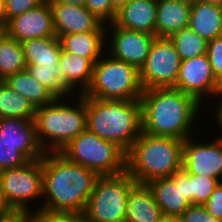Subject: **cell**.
Wrapping results in <instances>:
<instances>
[{
    "instance_id": "obj_1",
    "label": "cell",
    "mask_w": 222,
    "mask_h": 222,
    "mask_svg": "<svg viewBox=\"0 0 222 222\" xmlns=\"http://www.w3.org/2000/svg\"><path fill=\"white\" fill-rule=\"evenodd\" d=\"M140 101L142 131L147 134L184 141L194 136L195 129H202L198 128V123L210 126L201 116L204 107L192 96L173 87L145 89Z\"/></svg>"
},
{
    "instance_id": "obj_2",
    "label": "cell",
    "mask_w": 222,
    "mask_h": 222,
    "mask_svg": "<svg viewBox=\"0 0 222 222\" xmlns=\"http://www.w3.org/2000/svg\"><path fill=\"white\" fill-rule=\"evenodd\" d=\"M42 209L82 215L99 177L95 172L69 161L60 152L42 157Z\"/></svg>"
},
{
    "instance_id": "obj_3",
    "label": "cell",
    "mask_w": 222,
    "mask_h": 222,
    "mask_svg": "<svg viewBox=\"0 0 222 222\" xmlns=\"http://www.w3.org/2000/svg\"><path fill=\"white\" fill-rule=\"evenodd\" d=\"M34 122L43 151L60 152L87 129L86 96L74 94L69 98H55L51 103L36 108Z\"/></svg>"
},
{
    "instance_id": "obj_4",
    "label": "cell",
    "mask_w": 222,
    "mask_h": 222,
    "mask_svg": "<svg viewBox=\"0 0 222 222\" xmlns=\"http://www.w3.org/2000/svg\"><path fill=\"white\" fill-rule=\"evenodd\" d=\"M87 129L127 152L142 132L140 100L86 97Z\"/></svg>"
},
{
    "instance_id": "obj_5",
    "label": "cell",
    "mask_w": 222,
    "mask_h": 222,
    "mask_svg": "<svg viewBox=\"0 0 222 222\" xmlns=\"http://www.w3.org/2000/svg\"><path fill=\"white\" fill-rule=\"evenodd\" d=\"M183 142L142 131L126 152V171L136 183L146 184L153 179L170 177L182 169Z\"/></svg>"
},
{
    "instance_id": "obj_6",
    "label": "cell",
    "mask_w": 222,
    "mask_h": 222,
    "mask_svg": "<svg viewBox=\"0 0 222 222\" xmlns=\"http://www.w3.org/2000/svg\"><path fill=\"white\" fill-rule=\"evenodd\" d=\"M140 71L106 53L93 65L92 79L82 94L100 100H140Z\"/></svg>"
},
{
    "instance_id": "obj_7",
    "label": "cell",
    "mask_w": 222,
    "mask_h": 222,
    "mask_svg": "<svg viewBox=\"0 0 222 222\" xmlns=\"http://www.w3.org/2000/svg\"><path fill=\"white\" fill-rule=\"evenodd\" d=\"M60 153L98 176L118 175L126 171V152L116 143L104 140L88 129L72 139Z\"/></svg>"
},
{
    "instance_id": "obj_8",
    "label": "cell",
    "mask_w": 222,
    "mask_h": 222,
    "mask_svg": "<svg viewBox=\"0 0 222 222\" xmlns=\"http://www.w3.org/2000/svg\"><path fill=\"white\" fill-rule=\"evenodd\" d=\"M136 181L125 171L99 176L82 214L85 222H124L128 192Z\"/></svg>"
},
{
    "instance_id": "obj_9",
    "label": "cell",
    "mask_w": 222,
    "mask_h": 222,
    "mask_svg": "<svg viewBox=\"0 0 222 222\" xmlns=\"http://www.w3.org/2000/svg\"><path fill=\"white\" fill-rule=\"evenodd\" d=\"M0 181L5 200L13 212H28L42 207V158L30 160L19 168L0 171ZM34 201L41 203L33 208Z\"/></svg>"
},
{
    "instance_id": "obj_10",
    "label": "cell",
    "mask_w": 222,
    "mask_h": 222,
    "mask_svg": "<svg viewBox=\"0 0 222 222\" xmlns=\"http://www.w3.org/2000/svg\"><path fill=\"white\" fill-rule=\"evenodd\" d=\"M181 59L169 38L155 37L140 69L142 89L174 87Z\"/></svg>"
},
{
    "instance_id": "obj_11",
    "label": "cell",
    "mask_w": 222,
    "mask_h": 222,
    "mask_svg": "<svg viewBox=\"0 0 222 222\" xmlns=\"http://www.w3.org/2000/svg\"><path fill=\"white\" fill-rule=\"evenodd\" d=\"M192 96L203 107L215 97L222 85L216 80L206 54L181 61L173 87Z\"/></svg>"
},
{
    "instance_id": "obj_12",
    "label": "cell",
    "mask_w": 222,
    "mask_h": 222,
    "mask_svg": "<svg viewBox=\"0 0 222 222\" xmlns=\"http://www.w3.org/2000/svg\"><path fill=\"white\" fill-rule=\"evenodd\" d=\"M197 133L183 142L182 169L188 174L206 175L222 182V138L214 135V140L203 142L198 139L204 136L197 138Z\"/></svg>"
},
{
    "instance_id": "obj_13",
    "label": "cell",
    "mask_w": 222,
    "mask_h": 222,
    "mask_svg": "<svg viewBox=\"0 0 222 222\" xmlns=\"http://www.w3.org/2000/svg\"><path fill=\"white\" fill-rule=\"evenodd\" d=\"M110 35V36H109ZM155 35L127 30L106 24V54L135 66L139 71L144 66Z\"/></svg>"
},
{
    "instance_id": "obj_14",
    "label": "cell",
    "mask_w": 222,
    "mask_h": 222,
    "mask_svg": "<svg viewBox=\"0 0 222 222\" xmlns=\"http://www.w3.org/2000/svg\"><path fill=\"white\" fill-rule=\"evenodd\" d=\"M53 18L56 36L85 33L106 32V24L85 6L70 5L56 0H48Z\"/></svg>"
},
{
    "instance_id": "obj_15",
    "label": "cell",
    "mask_w": 222,
    "mask_h": 222,
    "mask_svg": "<svg viewBox=\"0 0 222 222\" xmlns=\"http://www.w3.org/2000/svg\"><path fill=\"white\" fill-rule=\"evenodd\" d=\"M4 31L21 43L28 39L55 37L49 1L11 18Z\"/></svg>"
},
{
    "instance_id": "obj_16",
    "label": "cell",
    "mask_w": 222,
    "mask_h": 222,
    "mask_svg": "<svg viewBox=\"0 0 222 222\" xmlns=\"http://www.w3.org/2000/svg\"><path fill=\"white\" fill-rule=\"evenodd\" d=\"M0 141L13 143L29 159H41V148L35 130V122L22 118H0Z\"/></svg>"
},
{
    "instance_id": "obj_17",
    "label": "cell",
    "mask_w": 222,
    "mask_h": 222,
    "mask_svg": "<svg viewBox=\"0 0 222 222\" xmlns=\"http://www.w3.org/2000/svg\"><path fill=\"white\" fill-rule=\"evenodd\" d=\"M146 185L164 217H179L191 205L181 191L180 170L170 177L153 179Z\"/></svg>"
},
{
    "instance_id": "obj_18",
    "label": "cell",
    "mask_w": 222,
    "mask_h": 222,
    "mask_svg": "<svg viewBox=\"0 0 222 222\" xmlns=\"http://www.w3.org/2000/svg\"><path fill=\"white\" fill-rule=\"evenodd\" d=\"M156 11L155 0H130L116 12L112 23L116 27L155 35Z\"/></svg>"
},
{
    "instance_id": "obj_19",
    "label": "cell",
    "mask_w": 222,
    "mask_h": 222,
    "mask_svg": "<svg viewBox=\"0 0 222 222\" xmlns=\"http://www.w3.org/2000/svg\"><path fill=\"white\" fill-rule=\"evenodd\" d=\"M192 0H165L157 2L155 36L169 38L190 20Z\"/></svg>"
},
{
    "instance_id": "obj_20",
    "label": "cell",
    "mask_w": 222,
    "mask_h": 222,
    "mask_svg": "<svg viewBox=\"0 0 222 222\" xmlns=\"http://www.w3.org/2000/svg\"><path fill=\"white\" fill-rule=\"evenodd\" d=\"M162 217L149 187L135 183L128 192L124 222H159Z\"/></svg>"
},
{
    "instance_id": "obj_21",
    "label": "cell",
    "mask_w": 222,
    "mask_h": 222,
    "mask_svg": "<svg viewBox=\"0 0 222 222\" xmlns=\"http://www.w3.org/2000/svg\"><path fill=\"white\" fill-rule=\"evenodd\" d=\"M188 27L207 42L222 35V6L201 0H192Z\"/></svg>"
},
{
    "instance_id": "obj_22",
    "label": "cell",
    "mask_w": 222,
    "mask_h": 222,
    "mask_svg": "<svg viewBox=\"0 0 222 222\" xmlns=\"http://www.w3.org/2000/svg\"><path fill=\"white\" fill-rule=\"evenodd\" d=\"M59 65L66 87L73 94H83L91 83L94 64L88 58L62 50Z\"/></svg>"
},
{
    "instance_id": "obj_23",
    "label": "cell",
    "mask_w": 222,
    "mask_h": 222,
    "mask_svg": "<svg viewBox=\"0 0 222 222\" xmlns=\"http://www.w3.org/2000/svg\"><path fill=\"white\" fill-rule=\"evenodd\" d=\"M59 40L63 51L88 58L93 64L106 52V32L67 34Z\"/></svg>"
},
{
    "instance_id": "obj_24",
    "label": "cell",
    "mask_w": 222,
    "mask_h": 222,
    "mask_svg": "<svg viewBox=\"0 0 222 222\" xmlns=\"http://www.w3.org/2000/svg\"><path fill=\"white\" fill-rule=\"evenodd\" d=\"M6 85L26 98L35 108L51 103L55 97L25 70L7 76Z\"/></svg>"
},
{
    "instance_id": "obj_25",
    "label": "cell",
    "mask_w": 222,
    "mask_h": 222,
    "mask_svg": "<svg viewBox=\"0 0 222 222\" xmlns=\"http://www.w3.org/2000/svg\"><path fill=\"white\" fill-rule=\"evenodd\" d=\"M22 46L26 65L59 64L62 46L57 36L28 39Z\"/></svg>"
},
{
    "instance_id": "obj_26",
    "label": "cell",
    "mask_w": 222,
    "mask_h": 222,
    "mask_svg": "<svg viewBox=\"0 0 222 222\" xmlns=\"http://www.w3.org/2000/svg\"><path fill=\"white\" fill-rule=\"evenodd\" d=\"M26 69L22 43L0 32V80Z\"/></svg>"
},
{
    "instance_id": "obj_27",
    "label": "cell",
    "mask_w": 222,
    "mask_h": 222,
    "mask_svg": "<svg viewBox=\"0 0 222 222\" xmlns=\"http://www.w3.org/2000/svg\"><path fill=\"white\" fill-rule=\"evenodd\" d=\"M36 108L0 80V118L35 119Z\"/></svg>"
},
{
    "instance_id": "obj_28",
    "label": "cell",
    "mask_w": 222,
    "mask_h": 222,
    "mask_svg": "<svg viewBox=\"0 0 222 222\" xmlns=\"http://www.w3.org/2000/svg\"><path fill=\"white\" fill-rule=\"evenodd\" d=\"M29 75L40 82L55 98L74 95L65 85L59 64L26 65Z\"/></svg>"
},
{
    "instance_id": "obj_29",
    "label": "cell",
    "mask_w": 222,
    "mask_h": 222,
    "mask_svg": "<svg viewBox=\"0 0 222 222\" xmlns=\"http://www.w3.org/2000/svg\"><path fill=\"white\" fill-rule=\"evenodd\" d=\"M181 61L191 59L207 51V41L189 27L181 29L169 37Z\"/></svg>"
},
{
    "instance_id": "obj_30",
    "label": "cell",
    "mask_w": 222,
    "mask_h": 222,
    "mask_svg": "<svg viewBox=\"0 0 222 222\" xmlns=\"http://www.w3.org/2000/svg\"><path fill=\"white\" fill-rule=\"evenodd\" d=\"M219 181L206 175L189 174L190 203L203 205L213 193Z\"/></svg>"
},
{
    "instance_id": "obj_31",
    "label": "cell",
    "mask_w": 222,
    "mask_h": 222,
    "mask_svg": "<svg viewBox=\"0 0 222 222\" xmlns=\"http://www.w3.org/2000/svg\"><path fill=\"white\" fill-rule=\"evenodd\" d=\"M29 161L15 144L0 141V171L19 168Z\"/></svg>"
},
{
    "instance_id": "obj_32",
    "label": "cell",
    "mask_w": 222,
    "mask_h": 222,
    "mask_svg": "<svg viewBox=\"0 0 222 222\" xmlns=\"http://www.w3.org/2000/svg\"><path fill=\"white\" fill-rule=\"evenodd\" d=\"M29 222H85L82 215L69 212H51L42 208L28 211Z\"/></svg>"
},
{
    "instance_id": "obj_33",
    "label": "cell",
    "mask_w": 222,
    "mask_h": 222,
    "mask_svg": "<svg viewBox=\"0 0 222 222\" xmlns=\"http://www.w3.org/2000/svg\"><path fill=\"white\" fill-rule=\"evenodd\" d=\"M206 55L216 80L222 85V35L208 41Z\"/></svg>"
},
{
    "instance_id": "obj_34",
    "label": "cell",
    "mask_w": 222,
    "mask_h": 222,
    "mask_svg": "<svg viewBox=\"0 0 222 222\" xmlns=\"http://www.w3.org/2000/svg\"><path fill=\"white\" fill-rule=\"evenodd\" d=\"M84 6L105 24L112 23L117 12L111 0H86Z\"/></svg>"
},
{
    "instance_id": "obj_35",
    "label": "cell",
    "mask_w": 222,
    "mask_h": 222,
    "mask_svg": "<svg viewBox=\"0 0 222 222\" xmlns=\"http://www.w3.org/2000/svg\"><path fill=\"white\" fill-rule=\"evenodd\" d=\"M179 218L181 222H222L212 216L201 204H191Z\"/></svg>"
},
{
    "instance_id": "obj_36",
    "label": "cell",
    "mask_w": 222,
    "mask_h": 222,
    "mask_svg": "<svg viewBox=\"0 0 222 222\" xmlns=\"http://www.w3.org/2000/svg\"><path fill=\"white\" fill-rule=\"evenodd\" d=\"M44 1L45 0H5L7 21L27 12L28 10L38 7Z\"/></svg>"
},
{
    "instance_id": "obj_37",
    "label": "cell",
    "mask_w": 222,
    "mask_h": 222,
    "mask_svg": "<svg viewBox=\"0 0 222 222\" xmlns=\"http://www.w3.org/2000/svg\"><path fill=\"white\" fill-rule=\"evenodd\" d=\"M216 98V99H215ZM211 103L210 102H207V104L204 106L205 108H203V110H206L207 107L208 109L206 111L203 112V115L206 117L205 120L207 119V121H211L210 120V116L212 115L215 120L213 121L215 124L214 126H216L219 131H221L218 135V137H221L222 138V90L215 96L213 97L212 99H210ZM216 100V101H215ZM213 101V102H212ZM215 104L214 106H212V104ZM210 104L212 107H210ZM207 106V107H206ZM213 108V110H212ZM215 110V111H214ZM208 111V112H207ZM212 112V114H211ZM206 113V114H204ZM209 113V114H208ZM208 114V115H207ZM211 114V115H210ZM214 114V115H213ZM207 115V116H206ZM208 116H209V120H208Z\"/></svg>"
},
{
    "instance_id": "obj_38",
    "label": "cell",
    "mask_w": 222,
    "mask_h": 222,
    "mask_svg": "<svg viewBox=\"0 0 222 222\" xmlns=\"http://www.w3.org/2000/svg\"><path fill=\"white\" fill-rule=\"evenodd\" d=\"M203 205L212 216L222 221V182L218 183L209 199Z\"/></svg>"
},
{
    "instance_id": "obj_39",
    "label": "cell",
    "mask_w": 222,
    "mask_h": 222,
    "mask_svg": "<svg viewBox=\"0 0 222 222\" xmlns=\"http://www.w3.org/2000/svg\"><path fill=\"white\" fill-rule=\"evenodd\" d=\"M0 222H29V218L27 212H13L0 216Z\"/></svg>"
},
{
    "instance_id": "obj_40",
    "label": "cell",
    "mask_w": 222,
    "mask_h": 222,
    "mask_svg": "<svg viewBox=\"0 0 222 222\" xmlns=\"http://www.w3.org/2000/svg\"><path fill=\"white\" fill-rule=\"evenodd\" d=\"M180 182L183 197L190 202L189 174L183 169L180 170Z\"/></svg>"
},
{
    "instance_id": "obj_41",
    "label": "cell",
    "mask_w": 222,
    "mask_h": 222,
    "mask_svg": "<svg viewBox=\"0 0 222 222\" xmlns=\"http://www.w3.org/2000/svg\"><path fill=\"white\" fill-rule=\"evenodd\" d=\"M13 213V211L9 208L4 194H3V190H2V185H1V181H0V216H5L8 214Z\"/></svg>"
},
{
    "instance_id": "obj_42",
    "label": "cell",
    "mask_w": 222,
    "mask_h": 222,
    "mask_svg": "<svg viewBox=\"0 0 222 222\" xmlns=\"http://www.w3.org/2000/svg\"><path fill=\"white\" fill-rule=\"evenodd\" d=\"M8 24L5 10V0H0V30L4 31Z\"/></svg>"
},
{
    "instance_id": "obj_43",
    "label": "cell",
    "mask_w": 222,
    "mask_h": 222,
    "mask_svg": "<svg viewBox=\"0 0 222 222\" xmlns=\"http://www.w3.org/2000/svg\"><path fill=\"white\" fill-rule=\"evenodd\" d=\"M113 8L118 11L121 7L125 6L130 0H111Z\"/></svg>"
},
{
    "instance_id": "obj_44",
    "label": "cell",
    "mask_w": 222,
    "mask_h": 222,
    "mask_svg": "<svg viewBox=\"0 0 222 222\" xmlns=\"http://www.w3.org/2000/svg\"><path fill=\"white\" fill-rule=\"evenodd\" d=\"M56 1L70 5L84 6L86 0H56Z\"/></svg>"
},
{
    "instance_id": "obj_45",
    "label": "cell",
    "mask_w": 222,
    "mask_h": 222,
    "mask_svg": "<svg viewBox=\"0 0 222 222\" xmlns=\"http://www.w3.org/2000/svg\"><path fill=\"white\" fill-rule=\"evenodd\" d=\"M159 222H181L179 217H162Z\"/></svg>"
},
{
    "instance_id": "obj_46",
    "label": "cell",
    "mask_w": 222,
    "mask_h": 222,
    "mask_svg": "<svg viewBox=\"0 0 222 222\" xmlns=\"http://www.w3.org/2000/svg\"><path fill=\"white\" fill-rule=\"evenodd\" d=\"M201 1L210 2V3H213V4H217V5H221V6H222V0H201Z\"/></svg>"
}]
</instances>
